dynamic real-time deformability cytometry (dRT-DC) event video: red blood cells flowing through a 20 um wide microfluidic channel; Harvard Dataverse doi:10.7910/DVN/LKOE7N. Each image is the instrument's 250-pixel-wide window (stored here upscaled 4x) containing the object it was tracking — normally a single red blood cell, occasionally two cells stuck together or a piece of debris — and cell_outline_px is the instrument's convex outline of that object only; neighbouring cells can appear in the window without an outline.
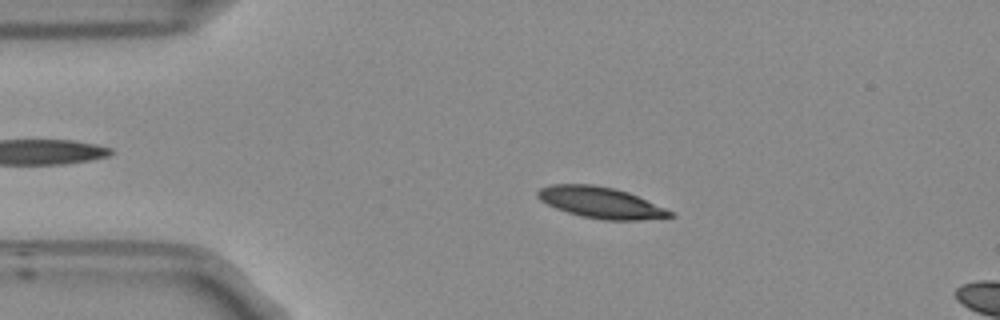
{"species": "Egyptian fruit bat (a non-hibernating species)", "species_latin": "Rousettus aegyptiacus", "temperature_condition": "room temperature", "stored_images_in_passage": 47, "camera_frame_rate_fps": 3000, "um_per_image_px": 0.085, "frame": {"image": 1, "passage_image": 4, "time_ms": 1.0, "image_size_px": [1000, 320], "cell_outline_px": [[676, 216], [636, 220], [604, 220], [580, 216], [556, 208], [540, 200], [536, 196], [536, 192], [540, 188], [552, 184], [592, 184], [612, 188], [628, 192], [664, 208], [672, 212]], "centroid_in_image_um": [51.02, 17.21], "position_along_channel_um": 34.0, "area_um2": 23.76}}
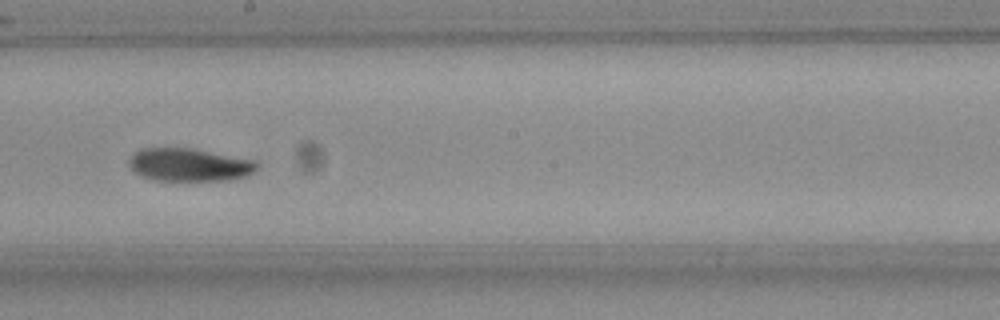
{"frame": {"image": 2, "passage_image": 23, "time_ms": 7.333, "image_size_px": [1000, 320], "cell_outline_px": [[260, 164], [248, 176], [228, 180], [152, 180], [136, 172], [132, 168], [128, 160], [140, 148], [192, 148], [256, 160]], "centroid_in_image_um": [16.14, 14.0], "position_along_channel_um": 232.1, "area_um2": 24.45}}
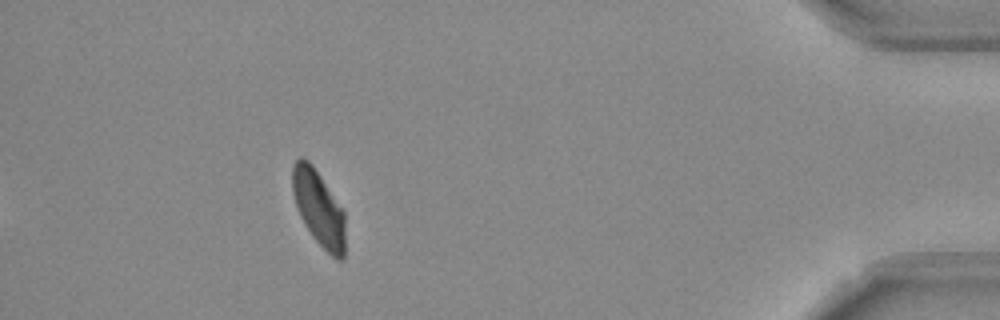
{"frame": {"image": 3, "passage_image": 42, "time_ms": 13.667, "image_size_px": [1000, 320], "cell_outline_px": [[344, 260], [336, 260], [316, 240], [300, 216], [292, 192], [292, 164], [300, 156], [304, 156], [312, 164], [344, 212]], "centroid_in_image_um": [27.07, 17.66], "position_along_channel_um": 408.1, "area_um2": 22.83}, "authors_computed_cell_mechanics": {"area_um2": 24.5072, "velocity_mm_per_s": 3.7111, "shape_relaxation_time_tau1_ms": 4.1272, "shape_relaxation_time_tau2_ms": 11.3242, "deformation_change_tau1": 0.1422, "deformation_change_tau2": 0.1177}}